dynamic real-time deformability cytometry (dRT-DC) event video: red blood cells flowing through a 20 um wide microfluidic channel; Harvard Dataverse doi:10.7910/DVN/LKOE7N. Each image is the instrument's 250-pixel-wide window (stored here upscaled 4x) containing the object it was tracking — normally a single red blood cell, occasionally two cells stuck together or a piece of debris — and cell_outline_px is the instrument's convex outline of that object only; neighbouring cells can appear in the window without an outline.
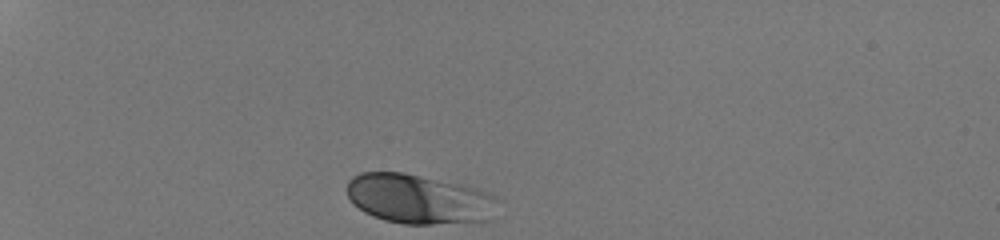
{"species": "human", "species_latin": "Homo sapiens", "temperature_condition": "room temperature", "stored_images_in_passage": 30, "camera_frame_rate_fps": 3000, "um_per_image_px": 0.085, "donor": {"sex": "male"}, "frame": {"image": 1, "passage_image": 1, "time_ms": 0.0, "image_size_px": [1000, 240], "cell_outline_px": [[496, 200], [492, 220], [432, 224], [404, 224], [384, 220], [372, 216], [364, 212], [352, 204], [348, 196], [348, 180], [352, 176], [360, 172], [404, 172], [460, 184], [476, 188], [496, 196]], "centroid_in_image_um": [35.56, 16.91], "position_along_channel_um": 49.4, "area_um2": 43.64}}
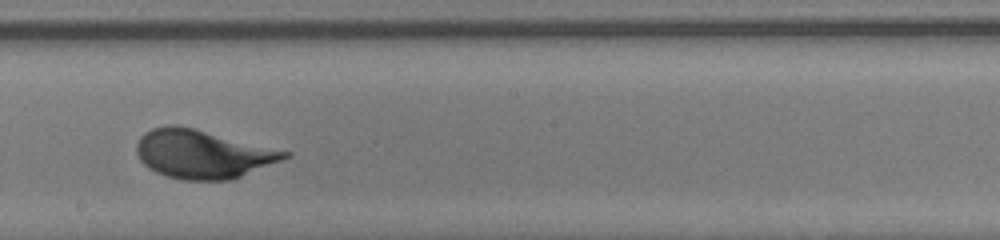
{"frame": {"image": 2, "passage_image": 18, "time_ms": 5.667, "image_size_px": [1000, 240], "cell_outline_px": [[292, 156], [232, 180], [184, 180], [168, 176], [156, 172], [148, 168], [140, 160], [136, 152], [136, 144], [140, 136], [144, 132], [152, 128], [168, 124], [176, 124], [292, 152]], "centroid_in_image_um": [17.22, 13.09], "position_along_channel_um": 231.0, "area_um2": 41.91}}
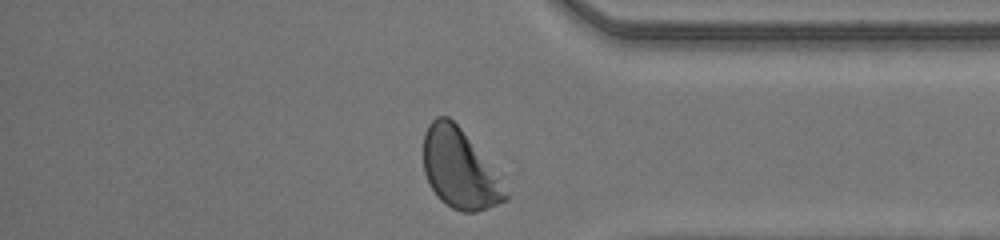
{"frame": {"image": 3, "passage_image": 30, "time_ms": 9.667, "image_size_px": [1000, 240], "cell_outline_px": [[508, 200], [488, 208], [476, 212], [460, 212], [452, 208], [440, 200], [436, 196], [428, 184], [424, 172], [424, 132], [428, 124], [436, 116], [448, 116], [460, 128], [500, 176], [508, 196]], "centroid_in_image_um": [39.05, 14.38], "position_along_channel_um": 396.2, "area_um2": 37.92}, "authors_computed_cell_mechanics": {"area_um2": 41.2981, "velocity_mm_per_s": 4.2039, "shape_relaxation_time_tau1_ms": 2.0261, "shape_relaxation_time_tau2_ms": null, "deformation_change_tau1": 0.1263, "deformation_change_tau2": null}}